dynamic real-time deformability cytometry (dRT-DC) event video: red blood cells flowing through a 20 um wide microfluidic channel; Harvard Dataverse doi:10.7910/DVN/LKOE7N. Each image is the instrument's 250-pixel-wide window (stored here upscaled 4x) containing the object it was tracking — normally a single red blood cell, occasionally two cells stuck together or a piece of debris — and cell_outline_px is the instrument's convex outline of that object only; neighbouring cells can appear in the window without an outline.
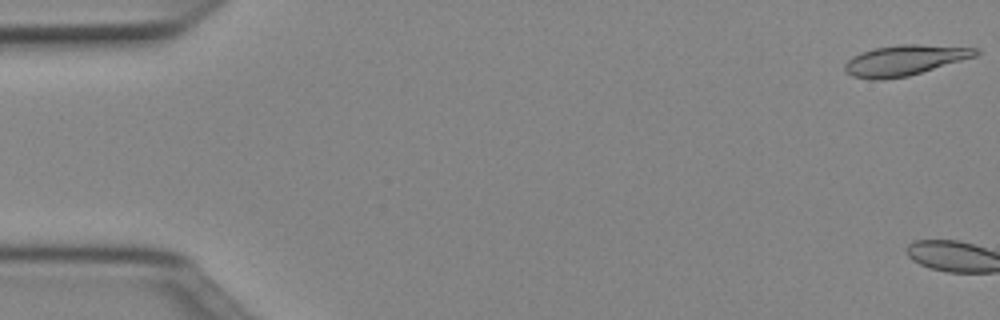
{"species": "Egyptian fruit bat (a non-hibernating species)", "species_latin": "Rousettus aegyptiacus", "temperature_condition": "cold", "stored_images_in_passage": 3, "camera_frame_rate_fps": 3000, "um_per_image_px": 0.085, "animal": {"sex": "female"}, "frame": {"image": 1, "passage_image": 1, "time_ms": 0.0, "image_size_px": [1000, 320], "cell_outline_px": [[980, 52], [976, 56], [908, 76], [880, 80], [872, 80], [852, 76], [844, 72], [844, 64], [852, 56], [860, 52], [872, 48], [900, 44], [916, 44], [980, 48]], "centroid_in_image_um": [76.85, 5.12], "position_along_channel_um": 8.1, "area_um2": 23.35}}